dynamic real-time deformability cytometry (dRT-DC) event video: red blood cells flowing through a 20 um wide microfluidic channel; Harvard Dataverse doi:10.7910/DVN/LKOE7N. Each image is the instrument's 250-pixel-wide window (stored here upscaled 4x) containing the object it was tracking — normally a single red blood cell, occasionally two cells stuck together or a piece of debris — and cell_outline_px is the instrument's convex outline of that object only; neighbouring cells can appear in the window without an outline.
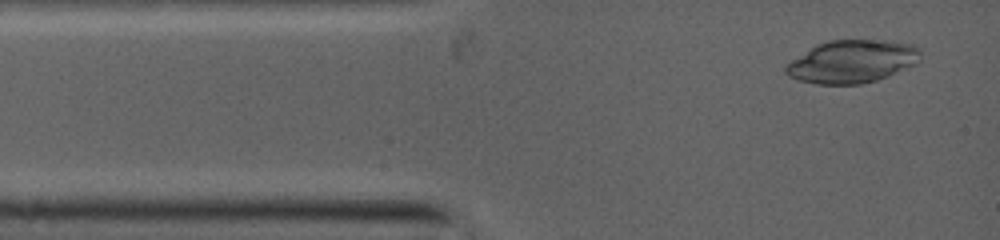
{"species": "common noctule bat (a hibernating species)", "species_latin": "Nyctalus noctula", "temperature_condition": "warm", "stored_images_in_passage": 2, "camera_frame_rate_fps": 5000, "um_per_image_px": 0.085, "animal": {"sex": "female", "body_mass_g": 19.0, "forearm_length_mm": 53.3}, "frame": {"image": 1, "passage_image": 1, "time_ms": 0.0, "image_size_px": [1000, 240], "cell_outline_px": [[920, 60], [916, 64], [888, 76], [876, 80], [860, 84], [816, 84], [796, 80], [788, 76], [784, 72], [784, 68], [792, 60], [812, 48], [820, 44], [832, 40], [868, 40], [912, 44], [920, 52]], "centroid_in_image_um": [72.41, 5.26], "position_along_channel_um": 12.6, "area_um2": 33.06}}